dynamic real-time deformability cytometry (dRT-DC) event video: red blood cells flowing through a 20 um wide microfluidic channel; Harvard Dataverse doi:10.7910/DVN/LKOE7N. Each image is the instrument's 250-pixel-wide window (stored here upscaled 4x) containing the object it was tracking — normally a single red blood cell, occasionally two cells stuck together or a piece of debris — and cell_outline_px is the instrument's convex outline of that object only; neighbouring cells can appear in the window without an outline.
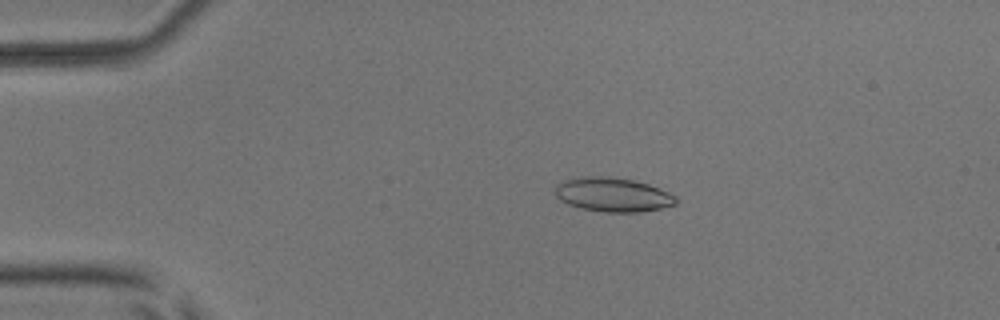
{"species": "common noctule bat (a hibernating species)", "species_latin": "Nyctalus noctula", "temperature_condition": "room temperature", "stored_images_in_passage": 50, "camera_frame_rate_fps": 3000, "um_per_image_px": 0.085, "animal": {"sex": "male", "body_mass_g": 17.9, "forearm_length_mm": 54.2}, "frame": {"image": 1, "passage_image": 10, "time_ms": 3.0, "image_size_px": [1000, 320], "cell_outline_px": [[680, 200], [676, 204], [660, 208], [640, 212], [604, 212], [580, 208], [568, 204], [560, 200], [556, 196], [556, 184], [564, 180], [580, 176], [608, 176], [632, 180], [648, 184], [660, 188], [676, 196]], "centroid_in_image_um": [52.1, 16.54], "position_along_channel_um": 32.9, "area_um2": 24.16}}
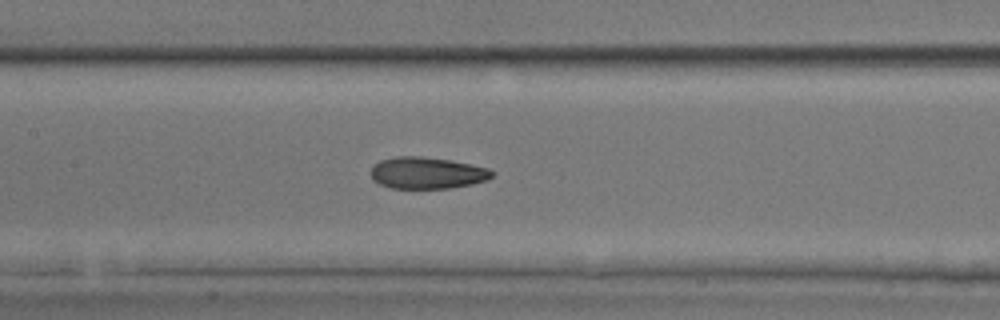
{"frame": {"image": 2, "passage_image": 25, "time_ms": 8.0, "image_size_px": [1000, 320], "cell_outline_px": [[496, 172], [488, 180], [472, 184], [448, 188], [392, 188], [380, 184], [372, 180], [372, 168], [380, 160], [396, 156], [420, 156], [452, 160], [488, 168]], "centroid_in_image_um": [36.33, 14.69], "position_along_channel_um": 171.1, "area_um2": 22.37}}
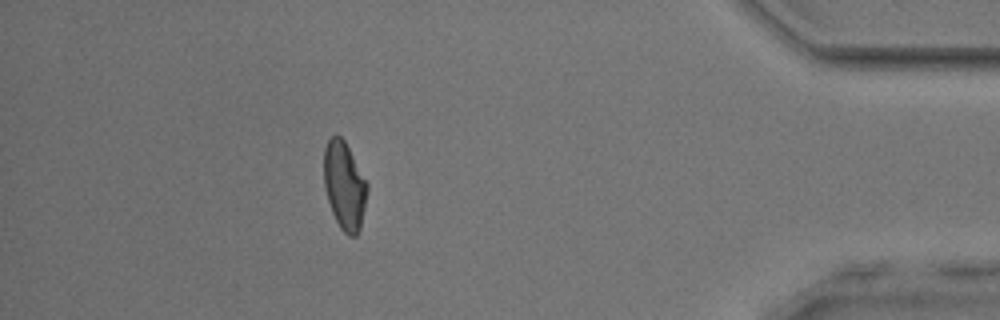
{"frame": {"image": 3, "passage_image": 47, "time_ms": 15.333, "image_size_px": [1000, 320], "cell_outline_px": [[368, 188], [360, 228], [356, 236], [348, 236], [340, 228], [332, 212], [324, 188], [324, 148], [328, 140], [336, 132], [344, 140], [368, 184]], "centroid_in_image_um": [29.26, 15.77], "position_along_channel_um": 405.9, "area_um2": 22.08}, "authors_computed_cell_mechanics": {"area_um2": 22.8021, "velocity_mm_per_s": 3.8367, "shape_relaxation_time_tau1_ms": 6.7241, "shape_relaxation_time_tau2_ms": 2.5679, "deformation_change_tau1": 0.2043, "deformation_change_tau2": 0.0894}}